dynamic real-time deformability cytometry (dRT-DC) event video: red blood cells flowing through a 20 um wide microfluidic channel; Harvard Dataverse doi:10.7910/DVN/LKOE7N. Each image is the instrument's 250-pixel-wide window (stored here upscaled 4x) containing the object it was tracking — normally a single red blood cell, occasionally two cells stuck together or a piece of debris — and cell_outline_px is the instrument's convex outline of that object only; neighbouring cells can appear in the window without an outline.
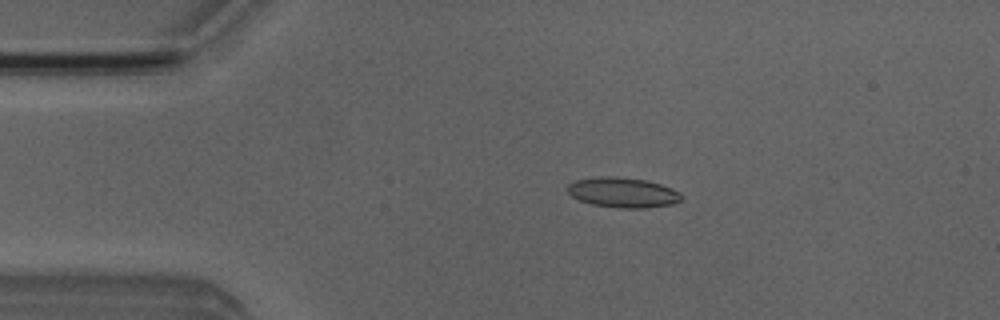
{"species": "Egyptian fruit bat (a non-hibernating species)", "species_latin": "Rousettus aegyptiacus", "temperature_condition": "room temperature", "stored_images_in_passage": 4, "camera_frame_rate_fps": 3000, "um_per_image_px": 0.085, "animal": {"sex": "male"}, "frame": {"image": 1, "passage_image": 2, "time_ms": 1.333, "image_size_px": [1000, 320], "cell_outline_px": [[680, 200], [672, 204], [648, 208], [620, 208], [592, 204], [580, 200], [572, 196], [568, 192], [568, 184], [576, 180], [600, 176], [616, 176], [648, 180], [672, 188], [680, 192]], "centroid_in_image_um": [52.95, 16.35], "position_along_channel_um": 32.1, "area_um2": 19.94}}
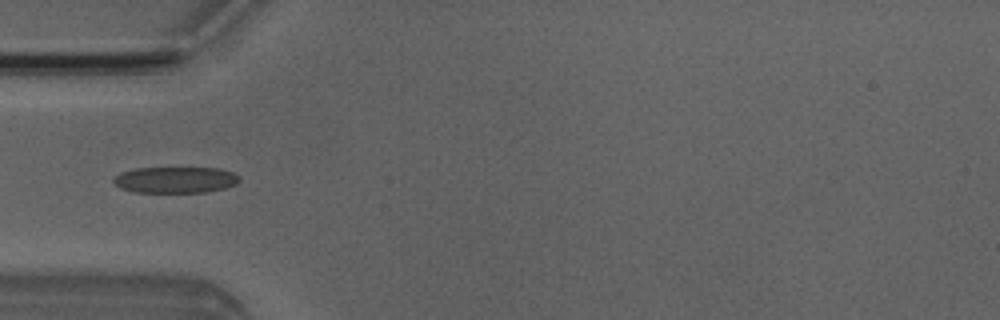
{"frame": {"image": 2, "passage_image": 3, "time_ms": 3.333, "image_size_px": [1000, 320], "cell_outline_px": [[240, 180], [236, 184], [224, 188], [204, 192], [136, 192], [120, 188], [112, 184], [112, 180], [120, 172], [136, 168], [220, 168], [232, 172], [240, 176]], "centroid_in_image_um": [14.89, 15.28], "position_along_channel_um": 70.1, "area_um2": 19.31}}